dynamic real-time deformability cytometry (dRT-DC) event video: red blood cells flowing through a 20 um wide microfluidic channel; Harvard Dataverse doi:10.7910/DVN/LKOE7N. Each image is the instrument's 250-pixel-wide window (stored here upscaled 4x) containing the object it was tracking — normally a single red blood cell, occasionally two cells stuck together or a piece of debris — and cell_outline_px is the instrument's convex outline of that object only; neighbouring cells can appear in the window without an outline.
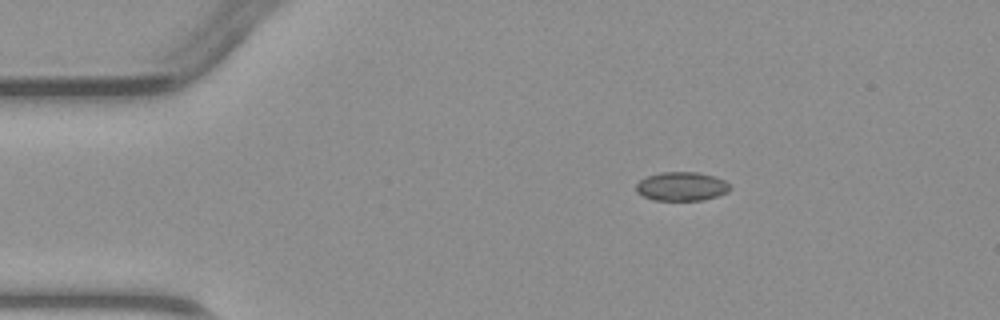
{"species": "common noctule bat (a hibernating species)", "species_latin": "Nyctalus noctula", "temperature_condition": "warm", "stored_images_in_passage": 2, "camera_frame_rate_fps": 3000, "um_per_image_px": 0.085, "animal": {"sex": "male", "body_mass_g": 23.1, "forearm_length_mm": 52.7}, "frame": {"image": 1, "passage_image": 1, "time_ms": 0.0, "image_size_px": [1000, 320], "cell_outline_px": [[732, 188], [728, 192], [704, 200], [652, 200], [636, 192], [636, 184], [640, 180], [648, 176], [660, 172], [696, 172], [716, 176], [724, 180]], "centroid_in_image_um": [57.94, 15.84], "position_along_channel_um": 27.1, "area_um2": 15.84}}